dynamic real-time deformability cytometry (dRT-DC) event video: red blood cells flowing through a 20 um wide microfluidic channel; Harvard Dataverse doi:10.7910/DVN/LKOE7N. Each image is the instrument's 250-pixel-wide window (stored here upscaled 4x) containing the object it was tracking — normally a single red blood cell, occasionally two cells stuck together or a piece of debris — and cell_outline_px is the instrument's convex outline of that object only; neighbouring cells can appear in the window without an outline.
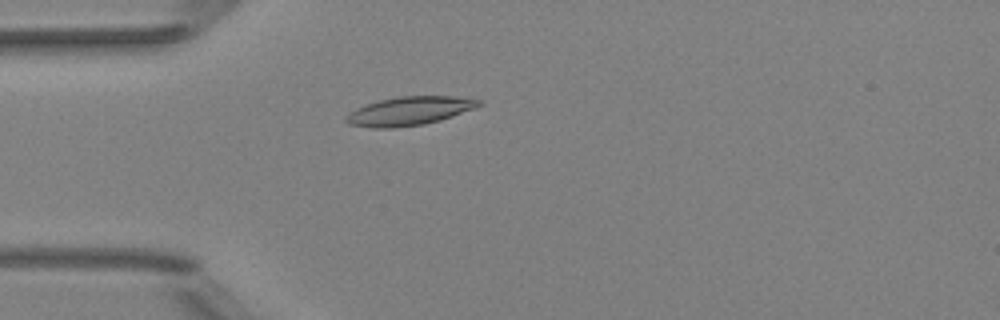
{"species": "Egyptian fruit bat (a non-hibernating species)", "species_latin": "Rousettus aegyptiacus", "temperature_condition": "room temperature", "stored_images_in_passage": 38, "camera_frame_rate_fps": 3000, "um_per_image_px": 0.085, "animal": {"sex": "female"}, "frame": {"image": 1, "passage_image": 1, "time_ms": 0.0, "image_size_px": [1000, 320], "cell_outline_px": [[484, 104], [476, 108], [440, 120], [424, 124], [392, 128], [372, 128], [348, 124], [344, 120], [356, 108], [364, 104], [380, 100], [400, 96], [452, 96], [484, 100]], "centroid_in_image_um": [34.84, 9.43], "position_along_channel_um": 50.2, "area_um2": 22.2}}
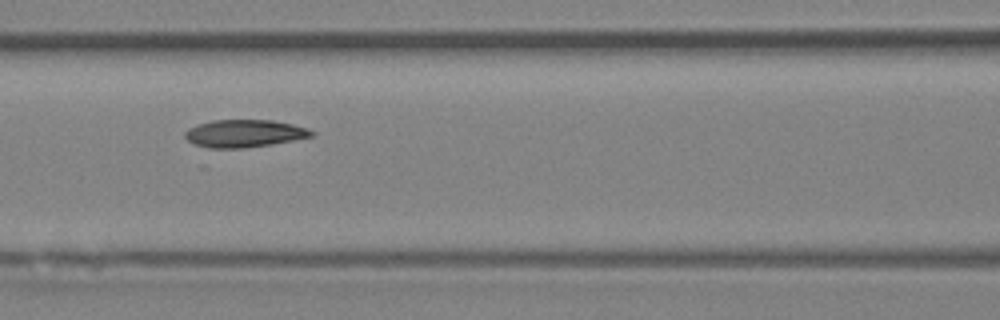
{"frame": {"image": 2, "passage_image": 9, "time_ms": 2.667, "image_size_px": [1000, 320], "cell_outline_px": [[316, 132], [312, 136], [272, 144], [244, 148], [208, 148], [192, 144], [184, 136], [184, 132], [188, 128], [196, 124], [212, 120], [272, 120], [292, 124], [308, 128]], "centroid_in_image_um": [20.73, 11.34], "position_along_channel_um": 145.9, "area_um2": 20.46}}
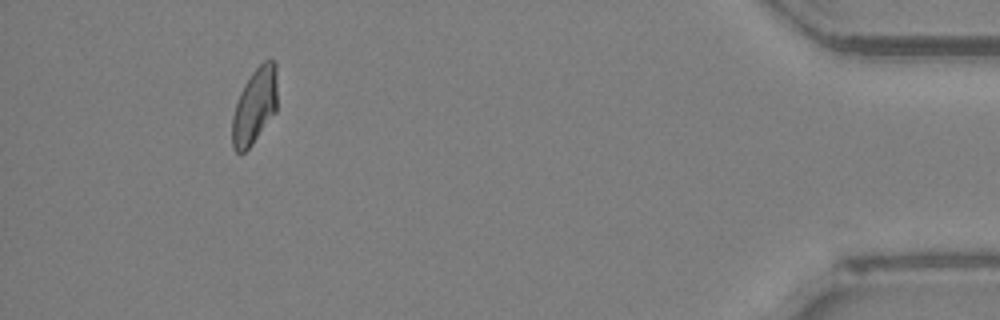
{"frame": {"image": 3, "passage_image": 34, "time_ms": 11.0, "image_size_px": [1000, 320], "cell_outline_px": [[276, 112], [252, 144], [244, 152], [236, 152], [232, 148], [232, 116], [240, 92], [244, 84], [252, 72], [264, 60], [272, 60], [276, 64]], "centroid_in_image_um": [21.64, 9.02], "position_along_channel_um": 413.6, "area_um2": 19.83}, "authors_computed_cell_mechanics": {"area_um2": 20.3167, "velocity_mm_per_s": 4.0041, "shape_relaxation_time_tau1_ms": 5.3224, "shape_relaxation_time_tau2_ms": 1.949, "deformation_change_tau1": 0.1589, "deformation_change_tau2": 0.0686}}